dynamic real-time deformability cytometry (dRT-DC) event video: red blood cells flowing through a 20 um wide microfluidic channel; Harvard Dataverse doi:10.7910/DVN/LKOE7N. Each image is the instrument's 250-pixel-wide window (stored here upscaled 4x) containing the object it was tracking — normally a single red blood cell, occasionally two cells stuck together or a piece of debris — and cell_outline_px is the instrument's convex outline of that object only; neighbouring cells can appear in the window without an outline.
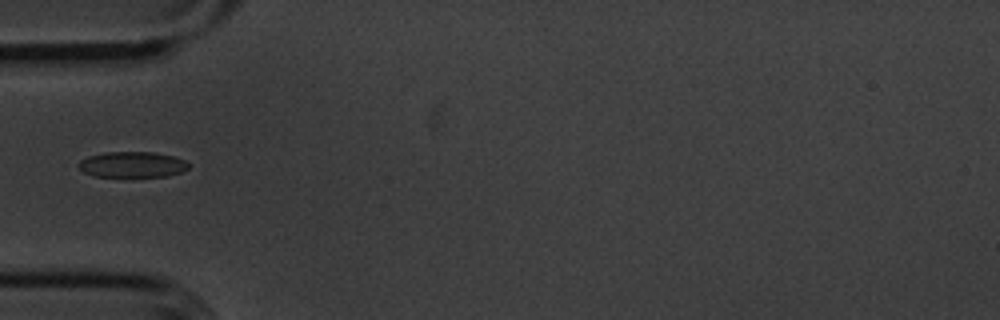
{"species": "common noctule bat (a hibernating species)", "species_latin": "Nyctalus noctula", "temperature_condition": "cold", "stored_images_in_passage": 38, "camera_frame_rate_fps": 3000, "um_per_image_px": 0.085, "animal": {"sex": "male", "body_mass_g": 20.1, "forearm_length_mm": 53.5}, "frame": {"image": 1, "passage_image": 1, "time_ms": 0.0, "image_size_px": [1000, 320], "cell_outline_px": [[188, 168], [180, 172], [168, 176], [92, 176], [84, 172], [76, 164], [80, 160], [88, 156], [108, 152], [152, 152], [172, 156], [184, 160], [188, 164]], "centroid_in_image_um": [11.21, 13.98], "position_along_channel_um": 73.8, "area_um2": 16.3}}
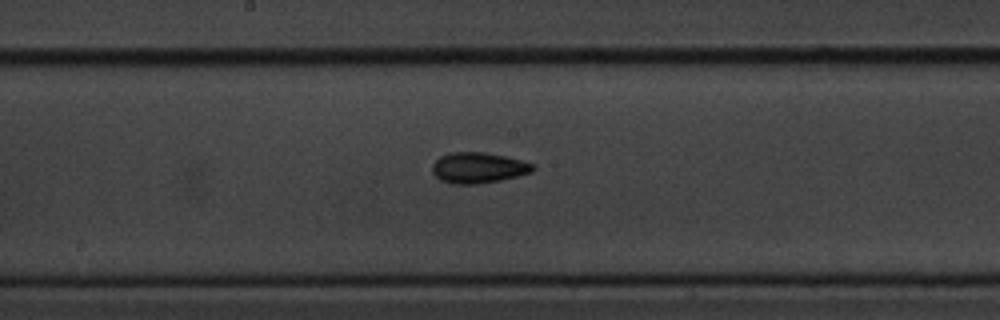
{"frame": {"image": 2, "passage_image": 12, "time_ms": 3.667, "image_size_px": [1000, 320], "cell_outline_px": [[536, 168], [532, 172], [500, 180], [476, 184], [456, 184], [440, 180], [432, 172], [432, 164], [440, 156], [448, 152], [484, 152], [504, 156], [520, 160], [532, 164]], "centroid_in_image_um": [40.62, 14.25], "position_along_channel_um": 207.6, "area_um2": 17.92}}
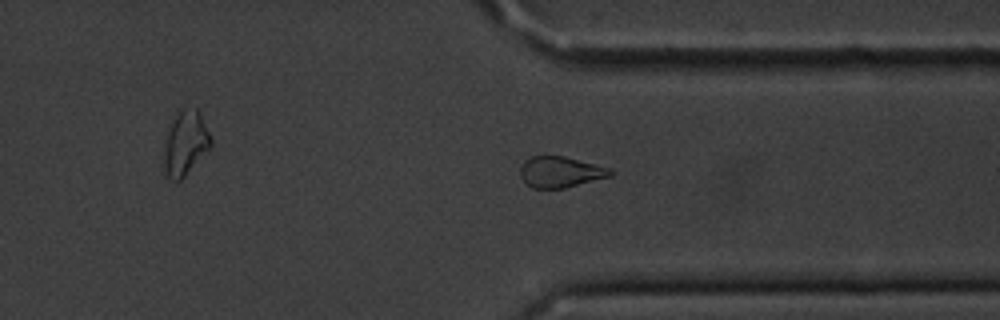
{"frame": {"image": 3, "passage_image": 25, "time_ms": 8.0, "image_size_px": [1000, 320], "cell_outline_px": [[612, 176], [564, 188], [532, 188], [520, 176], [520, 168], [524, 160], [532, 156], [564, 156], [612, 168]], "centroid_in_image_um": [47.65, 14.61], "position_along_channel_um": 363.8, "area_um2": 16.24}}